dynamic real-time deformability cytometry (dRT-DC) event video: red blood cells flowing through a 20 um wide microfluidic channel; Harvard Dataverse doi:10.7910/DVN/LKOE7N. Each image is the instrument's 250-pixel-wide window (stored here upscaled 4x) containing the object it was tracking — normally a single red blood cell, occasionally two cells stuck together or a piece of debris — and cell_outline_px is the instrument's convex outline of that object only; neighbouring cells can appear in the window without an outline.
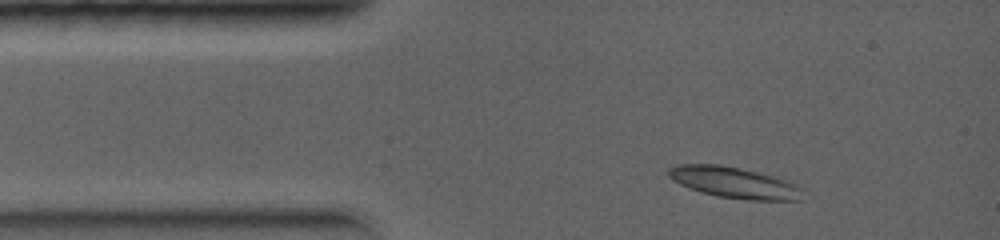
{"species": "common noctule bat (a hibernating species)", "species_latin": "Nyctalus noctula", "temperature_condition": "warm", "stored_images_in_passage": 2, "camera_frame_rate_fps": 5000, "um_per_image_px": 0.085, "animal": {"sex": "female", "body_mass_g": 19.0, "forearm_length_mm": 56.7}, "frame": {"image": 1, "passage_image": 1, "time_ms": 0.0, "image_size_px": [1000, 240], "cell_outline_px": [[804, 188], [800, 200], [748, 200], [716, 196], [680, 184], [672, 180], [668, 176], [668, 168], [676, 164], [720, 164], [740, 168], [772, 176], [796, 184]], "centroid_in_image_um": [62.4, 15.51], "position_along_channel_um": 22.6, "area_um2": 24.16}}